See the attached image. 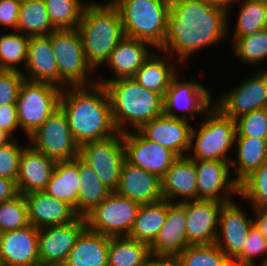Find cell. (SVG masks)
<instances>
[{
  "label": "cell",
  "mask_w": 267,
  "mask_h": 266,
  "mask_svg": "<svg viewBox=\"0 0 267 266\" xmlns=\"http://www.w3.org/2000/svg\"><path fill=\"white\" fill-rule=\"evenodd\" d=\"M186 212L184 202L167 200L166 220L154 242L150 254L178 256L187 246Z\"/></svg>",
  "instance_id": "cell-21"
},
{
  "label": "cell",
  "mask_w": 267,
  "mask_h": 266,
  "mask_svg": "<svg viewBox=\"0 0 267 266\" xmlns=\"http://www.w3.org/2000/svg\"><path fill=\"white\" fill-rule=\"evenodd\" d=\"M148 47L152 49V46L145 41L124 37L111 51L108 60L104 63L112 68L115 77L102 78L101 76L97 78L99 79L96 80L97 83L105 85L111 80L133 78L137 70L153 53Z\"/></svg>",
  "instance_id": "cell-22"
},
{
  "label": "cell",
  "mask_w": 267,
  "mask_h": 266,
  "mask_svg": "<svg viewBox=\"0 0 267 266\" xmlns=\"http://www.w3.org/2000/svg\"><path fill=\"white\" fill-rule=\"evenodd\" d=\"M229 266H248V265H239V264H236V263H231Z\"/></svg>",
  "instance_id": "cell-54"
},
{
  "label": "cell",
  "mask_w": 267,
  "mask_h": 266,
  "mask_svg": "<svg viewBox=\"0 0 267 266\" xmlns=\"http://www.w3.org/2000/svg\"><path fill=\"white\" fill-rule=\"evenodd\" d=\"M59 107L66 114L73 139L79 146L118 133L104 85L67 86L62 89Z\"/></svg>",
  "instance_id": "cell-2"
},
{
  "label": "cell",
  "mask_w": 267,
  "mask_h": 266,
  "mask_svg": "<svg viewBox=\"0 0 267 266\" xmlns=\"http://www.w3.org/2000/svg\"><path fill=\"white\" fill-rule=\"evenodd\" d=\"M115 192L140 205L163 199L161 178L127 160L122 165L119 186Z\"/></svg>",
  "instance_id": "cell-24"
},
{
  "label": "cell",
  "mask_w": 267,
  "mask_h": 266,
  "mask_svg": "<svg viewBox=\"0 0 267 266\" xmlns=\"http://www.w3.org/2000/svg\"><path fill=\"white\" fill-rule=\"evenodd\" d=\"M51 25L55 29H75L81 20L82 0H44Z\"/></svg>",
  "instance_id": "cell-38"
},
{
  "label": "cell",
  "mask_w": 267,
  "mask_h": 266,
  "mask_svg": "<svg viewBox=\"0 0 267 266\" xmlns=\"http://www.w3.org/2000/svg\"><path fill=\"white\" fill-rule=\"evenodd\" d=\"M56 161L26 145L19 159L16 185L22 195L44 191L54 171Z\"/></svg>",
  "instance_id": "cell-23"
},
{
  "label": "cell",
  "mask_w": 267,
  "mask_h": 266,
  "mask_svg": "<svg viewBox=\"0 0 267 266\" xmlns=\"http://www.w3.org/2000/svg\"><path fill=\"white\" fill-rule=\"evenodd\" d=\"M237 158L230 160L235 174L234 180L239 184L246 176L267 161V139L256 137H235ZM234 172V173H233Z\"/></svg>",
  "instance_id": "cell-31"
},
{
  "label": "cell",
  "mask_w": 267,
  "mask_h": 266,
  "mask_svg": "<svg viewBox=\"0 0 267 266\" xmlns=\"http://www.w3.org/2000/svg\"><path fill=\"white\" fill-rule=\"evenodd\" d=\"M50 40L58 64L59 88L89 86L97 83L95 81L97 80V74H95L97 72L92 69L85 59L77 28L55 29L50 33Z\"/></svg>",
  "instance_id": "cell-7"
},
{
  "label": "cell",
  "mask_w": 267,
  "mask_h": 266,
  "mask_svg": "<svg viewBox=\"0 0 267 266\" xmlns=\"http://www.w3.org/2000/svg\"><path fill=\"white\" fill-rule=\"evenodd\" d=\"M79 157L96 172L103 185L112 192L117 190L126 160L123 133L80 145Z\"/></svg>",
  "instance_id": "cell-9"
},
{
  "label": "cell",
  "mask_w": 267,
  "mask_h": 266,
  "mask_svg": "<svg viewBox=\"0 0 267 266\" xmlns=\"http://www.w3.org/2000/svg\"><path fill=\"white\" fill-rule=\"evenodd\" d=\"M21 0H0V26L17 31Z\"/></svg>",
  "instance_id": "cell-47"
},
{
  "label": "cell",
  "mask_w": 267,
  "mask_h": 266,
  "mask_svg": "<svg viewBox=\"0 0 267 266\" xmlns=\"http://www.w3.org/2000/svg\"><path fill=\"white\" fill-rule=\"evenodd\" d=\"M24 76L20 71L0 70V106L16 105Z\"/></svg>",
  "instance_id": "cell-46"
},
{
  "label": "cell",
  "mask_w": 267,
  "mask_h": 266,
  "mask_svg": "<svg viewBox=\"0 0 267 266\" xmlns=\"http://www.w3.org/2000/svg\"><path fill=\"white\" fill-rule=\"evenodd\" d=\"M30 225L24 195L0 203V233L20 229Z\"/></svg>",
  "instance_id": "cell-42"
},
{
  "label": "cell",
  "mask_w": 267,
  "mask_h": 266,
  "mask_svg": "<svg viewBox=\"0 0 267 266\" xmlns=\"http://www.w3.org/2000/svg\"><path fill=\"white\" fill-rule=\"evenodd\" d=\"M178 257L182 266H229L233 262L215 243L189 245Z\"/></svg>",
  "instance_id": "cell-40"
},
{
  "label": "cell",
  "mask_w": 267,
  "mask_h": 266,
  "mask_svg": "<svg viewBox=\"0 0 267 266\" xmlns=\"http://www.w3.org/2000/svg\"><path fill=\"white\" fill-rule=\"evenodd\" d=\"M235 137L267 139V108L254 110L235 119Z\"/></svg>",
  "instance_id": "cell-44"
},
{
  "label": "cell",
  "mask_w": 267,
  "mask_h": 266,
  "mask_svg": "<svg viewBox=\"0 0 267 266\" xmlns=\"http://www.w3.org/2000/svg\"><path fill=\"white\" fill-rule=\"evenodd\" d=\"M49 266H65V265H49Z\"/></svg>",
  "instance_id": "cell-56"
},
{
  "label": "cell",
  "mask_w": 267,
  "mask_h": 266,
  "mask_svg": "<svg viewBox=\"0 0 267 266\" xmlns=\"http://www.w3.org/2000/svg\"><path fill=\"white\" fill-rule=\"evenodd\" d=\"M238 195L252 207L267 206V161L238 184Z\"/></svg>",
  "instance_id": "cell-41"
},
{
  "label": "cell",
  "mask_w": 267,
  "mask_h": 266,
  "mask_svg": "<svg viewBox=\"0 0 267 266\" xmlns=\"http://www.w3.org/2000/svg\"><path fill=\"white\" fill-rule=\"evenodd\" d=\"M0 128L15 138L14 133L20 128L17 119V105L0 106Z\"/></svg>",
  "instance_id": "cell-48"
},
{
  "label": "cell",
  "mask_w": 267,
  "mask_h": 266,
  "mask_svg": "<svg viewBox=\"0 0 267 266\" xmlns=\"http://www.w3.org/2000/svg\"><path fill=\"white\" fill-rule=\"evenodd\" d=\"M104 86L118 132H128L130 126L138 130L144 123L163 115V96L142 87L133 78L111 80Z\"/></svg>",
  "instance_id": "cell-4"
},
{
  "label": "cell",
  "mask_w": 267,
  "mask_h": 266,
  "mask_svg": "<svg viewBox=\"0 0 267 266\" xmlns=\"http://www.w3.org/2000/svg\"><path fill=\"white\" fill-rule=\"evenodd\" d=\"M24 78L58 86V64L48 35L30 36ZM25 72V73H24Z\"/></svg>",
  "instance_id": "cell-26"
},
{
  "label": "cell",
  "mask_w": 267,
  "mask_h": 266,
  "mask_svg": "<svg viewBox=\"0 0 267 266\" xmlns=\"http://www.w3.org/2000/svg\"><path fill=\"white\" fill-rule=\"evenodd\" d=\"M123 133L126 160L160 178L178 156L167 147L146 139L138 130Z\"/></svg>",
  "instance_id": "cell-15"
},
{
  "label": "cell",
  "mask_w": 267,
  "mask_h": 266,
  "mask_svg": "<svg viewBox=\"0 0 267 266\" xmlns=\"http://www.w3.org/2000/svg\"><path fill=\"white\" fill-rule=\"evenodd\" d=\"M87 63L96 72L125 37L118 8L111 2L91 1L83 9L77 28Z\"/></svg>",
  "instance_id": "cell-3"
},
{
  "label": "cell",
  "mask_w": 267,
  "mask_h": 266,
  "mask_svg": "<svg viewBox=\"0 0 267 266\" xmlns=\"http://www.w3.org/2000/svg\"><path fill=\"white\" fill-rule=\"evenodd\" d=\"M51 25L44 0H21L17 31L28 36L48 35Z\"/></svg>",
  "instance_id": "cell-35"
},
{
  "label": "cell",
  "mask_w": 267,
  "mask_h": 266,
  "mask_svg": "<svg viewBox=\"0 0 267 266\" xmlns=\"http://www.w3.org/2000/svg\"><path fill=\"white\" fill-rule=\"evenodd\" d=\"M118 8L125 37L139 39L161 51L170 0H111Z\"/></svg>",
  "instance_id": "cell-5"
},
{
  "label": "cell",
  "mask_w": 267,
  "mask_h": 266,
  "mask_svg": "<svg viewBox=\"0 0 267 266\" xmlns=\"http://www.w3.org/2000/svg\"><path fill=\"white\" fill-rule=\"evenodd\" d=\"M205 115L199 130L192 128L188 151L192 153L187 156L193 160L230 161L232 157L229 159L227 153L235 146V120L223 114L215 105Z\"/></svg>",
  "instance_id": "cell-6"
},
{
  "label": "cell",
  "mask_w": 267,
  "mask_h": 266,
  "mask_svg": "<svg viewBox=\"0 0 267 266\" xmlns=\"http://www.w3.org/2000/svg\"><path fill=\"white\" fill-rule=\"evenodd\" d=\"M140 204L116 192L85 216L86 227L109 237L128 236Z\"/></svg>",
  "instance_id": "cell-10"
},
{
  "label": "cell",
  "mask_w": 267,
  "mask_h": 266,
  "mask_svg": "<svg viewBox=\"0 0 267 266\" xmlns=\"http://www.w3.org/2000/svg\"><path fill=\"white\" fill-rule=\"evenodd\" d=\"M80 188L78 156L73 160L58 161L44 192L68 203L77 214V202Z\"/></svg>",
  "instance_id": "cell-30"
},
{
  "label": "cell",
  "mask_w": 267,
  "mask_h": 266,
  "mask_svg": "<svg viewBox=\"0 0 267 266\" xmlns=\"http://www.w3.org/2000/svg\"><path fill=\"white\" fill-rule=\"evenodd\" d=\"M156 52H153L137 70L133 79L142 87L164 97L172 78L178 73L176 65H179V62L174 57L171 59V56L164 52L160 51L163 54L161 56L158 54V50Z\"/></svg>",
  "instance_id": "cell-29"
},
{
  "label": "cell",
  "mask_w": 267,
  "mask_h": 266,
  "mask_svg": "<svg viewBox=\"0 0 267 266\" xmlns=\"http://www.w3.org/2000/svg\"><path fill=\"white\" fill-rule=\"evenodd\" d=\"M86 228L85 217L73 222L39 229L38 251L40 266L64 265L80 233Z\"/></svg>",
  "instance_id": "cell-14"
},
{
  "label": "cell",
  "mask_w": 267,
  "mask_h": 266,
  "mask_svg": "<svg viewBox=\"0 0 267 266\" xmlns=\"http://www.w3.org/2000/svg\"><path fill=\"white\" fill-rule=\"evenodd\" d=\"M240 6L232 37L254 34L267 27V0H243Z\"/></svg>",
  "instance_id": "cell-37"
},
{
  "label": "cell",
  "mask_w": 267,
  "mask_h": 266,
  "mask_svg": "<svg viewBox=\"0 0 267 266\" xmlns=\"http://www.w3.org/2000/svg\"><path fill=\"white\" fill-rule=\"evenodd\" d=\"M208 5H211L213 7L220 8L228 13V18L231 15V6L234 5V3H238L240 0H204ZM232 4V5H231Z\"/></svg>",
  "instance_id": "cell-52"
},
{
  "label": "cell",
  "mask_w": 267,
  "mask_h": 266,
  "mask_svg": "<svg viewBox=\"0 0 267 266\" xmlns=\"http://www.w3.org/2000/svg\"><path fill=\"white\" fill-rule=\"evenodd\" d=\"M19 194L16 182L0 177V203L10 200Z\"/></svg>",
  "instance_id": "cell-50"
},
{
  "label": "cell",
  "mask_w": 267,
  "mask_h": 266,
  "mask_svg": "<svg viewBox=\"0 0 267 266\" xmlns=\"http://www.w3.org/2000/svg\"><path fill=\"white\" fill-rule=\"evenodd\" d=\"M145 266H182L178 256L150 254Z\"/></svg>",
  "instance_id": "cell-49"
},
{
  "label": "cell",
  "mask_w": 267,
  "mask_h": 266,
  "mask_svg": "<svg viewBox=\"0 0 267 266\" xmlns=\"http://www.w3.org/2000/svg\"><path fill=\"white\" fill-rule=\"evenodd\" d=\"M150 247L127 236L109 237L108 266H145Z\"/></svg>",
  "instance_id": "cell-34"
},
{
  "label": "cell",
  "mask_w": 267,
  "mask_h": 266,
  "mask_svg": "<svg viewBox=\"0 0 267 266\" xmlns=\"http://www.w3.org/2000/svg\"><path fill=\"white\" fill-rule=\"evenodd\" d=\"M190 121L161 115L144 123L138 131L148 140L161 144L178 157L187 156L190 148Z\"/></svg>",
  "instance_id": "cell-19"
},
{
  "label": "cell",
  "mask_w": 267,
  "mask_h": 266,
  "mask_svg": "<svg viewBox=\"0 0 267 266\" xmlns=\"http://www.w3.org/2000/svg\"><path fill=\"white\" fill-rule=\"evenodd\" d=\"M24 198L29 222L37 229L68 224L78 217L68 203L60 201L44 191L27 193Z\"/></svg>",
  "instance_id": "cell-25"
},
{
  "label": "cell",
  "mask_w": 267,
  "mask_h": 266,
  "mask_svg": "<svg viewBox=\"0 0 267 266\" xmlns=\"http://www.w3.org/2000/svg\"><path fill=\"white\" fill-rule=\"evenodd\" d=\"M224 203L205 199L185 201L186 234L190 245L215 243L220 210Z\"/></svg>",
  "instance_id": "cell-18"
},
{
  "label": "cell",
  "mask_w": 267,
  "mask_h": 266,
  "mask_svg": "<svg viewBox=\"0 0 267 266\" xmlns=\"http://www.w3.org/2000/svg\"><path fill=\"white\" fill-rule=\"evenodd\" d=\"M253 208L255 220L253 224L259 232L267 239V206L266 207H251Z\"/></svg>",
  "instance_id": "cell-51"
},
{
  "label": "cell",
  "mask_w": 267,
  "mask_h": 266,
  "mask_svg": "<svg viewBox=\"0 0 267 266\" xmlns=\"http://www.w3.org/2000/svg\"><path fill=\"white\" fill-rule=\"evenodd\" d=\"M161 182L163 199L170 202L197 200L195 160L188 156L178 157L163 175Z\"/></svg>",
  "instance_id": "cell-27"
},
{
  "label": "cell",
  "mask_w": 267,
  "mask_h": 266,
  "mask_svg": "<svg viewBox=\"0 0 267 266\" xmlns=\"http://www.w3.org/2000/svg\"><path fill=\"white\" fill-rule=\"evenodd\" d=\"M176 74L166 90L163 105V114L168 117L180 118L191 121L195 115L206 114L213 106L212 93L195 78L194 81H180ZM176 110L183 113L176 114Z\"/></svg>",
  "instance_id": "cell-12"
},
{
  "label": "cell",
  "mask_w": 267,
  "mask_h": 266,
  "mask_svg": "<svg viewBox=\"0 0 267 266\" xmlns=\"http://www.w3.org/2000/svg\"><path fill=\"white\" fill-rule=\"evenodd\" d=\"M230 38L234 54L241 62L256 67L267 59V27L254 34Z\"/></svg>",
  "instance_id": "cell-39"
},
{
  "label": "cell",
  "mask_w": 267,
  "mask_h": 266,
  "mask_svg": "<svg viewBox=\"0 0 267 266\" xmlns=\"http://www.w3.org/2000/svg\"><path fill=\"white\" fill-rule=\"evenodd\" d=\"M197 176V200L229 202L238 195V183L231 178L230 161L195 160ZM232 198V199H231Z\"/></svg>",
  "instance_id": "cell-16"
},
{
  "label": "cell",
  "mask_w": 267,
  "mask_h": 266,
  "mask_svg": "<svg viewBox=\"0 0 267 266\" xmlns=\"http://www.w3.org/2000/svg\"><path fill=\"white\" fill-rule=\"evenodd\" d=\"M0 266H3V262L1 260V256H0Z\"/></svg>",
  "instance_id": "cell-55"
},
{
  "label": "cell",
  "mask_w": 267,
  "mask_h": 266,
  "mask_svg": "<svg viewBox=\"0 0 267 266\" xmlns=\"http://www.w3.org/2000/svg\"><path fill=\"white\" fill-rule=\"evenodd\" d=\"M167 200L141 204L127 237L148 244L157 238L166 220Z\"/></svg>",
  "instance_id": "cell-32"
},
{
  "label": "cell",
  "mask_w": 267,
  "mask_h": 266,
  "mask_svg": "<svg viewBox=\"0 0 267 266\" xmlns=\"http://www.w3.org/2000/svg\"><path fill=\"white\" fill-rule=\"evenodd\" d=\"M109 236L89 230L78 236L65 266H108Z\"/></svg>",
  "instance_id": "cell-28"
},
{
  "label": "cell",
  "mask_w": 267,
  "mask_h": 266,
  "mask_svg": "<svg viewBox=\"0 0 267 266\" xmlns=\"http://www.w3.org/2000/svg\"><path fill=\"white\" fill-rule=\"evenodd\" d=\"M27 138L34 149L56 162L79 156V145L73 139L66 114L60 107Z\"/></svg>",
  "instance_id": "cell-11"
},
{
  "label": "cell",
  "mask_w": 267,
  "mask_h": 266,
  "mask_svg": "<svg viewBox=\"0 0 267 266\" xmlns=\"http://www.w3.org/2000/svg\"><path fill=\"white\" fill-rule=\"evenodd\" d=\"M228 13L204 0H170L161 51L185 65L195 51L220 44L228 36ZM185 61V62H184Z\"/></svg>",
  "instance_id": "cell-1"
},
{
  "label": "cell",
  "mask_w": 267,
  "mask_h": 266,
  "mask_svg": "<svg viewBox=\"0 0 267 266\" xmlns=\"http://www.w3.org/2000/svg\"><path fill=\"white\" fill-rule=\"evenodd\" d=\"M80 188L77 202V215L85 217L111 194L98 178L96 172L78 156Z\"/></svg>",
  "instance_id": "cell-33"
},
{
  "label": "cell",
  "mask_w": 267,
  "mask_h": 266,
  "mask_svg": "<svg viewBox=\"0 0 267 266\" xmlns=\"http://www.w3.org/2000/svg\"><path fill=\"white\" fill-rule=\"evenodd\" d=\"M14 138L6 131L0 128V146L10 143Z\"/></svg>",
  "instance_id": "cell-53"
},
{
  "label": "cell",
  "mask_w": 267,
  "mask_h": 266,
  "mask_svg": "<svg viewBox=\"0 0 267 266\" xmlns=\"http://www.w3.org/2000/svg\"><path fill=\"white\" fill-rule=\"evenodd\" d=\"M260 255H263L264 258L260 261L259 266H263L267 261V239L253 224L249 229L242 251L232 261L239 265L258 266L255 259Z\"/></svg>",
  "instance_id": "cell-43"
},
{
  "label": "cell",
  "mask_w": 267,
  "mask_h": 266,
  "mask_svg": "<svg viewBox=\"0 0 267 266\" xmlns=\"http://www.w3.org/2000/svg\"><path fill=\"white\" fill-rule=\"evenodd\" d=\"M250 75L213 101L223 114L233 120L254 110L267 108V68Z\"/></svg>",
  "instance_id": "cell-13"
},
{
  "label": "cell",
  "mask_w": 267,
  "mask_h": 266,
  "mask_svg": "<svg viewBox=\"0 0 267 266\" xmlns=\"http://www.w3.org/2000/svg\"><path fill=\"white\" fill-rule=\"evenodd\" d=\"M39 229L31 224L0 233V256L3 266H40Z\"/></svg>",
  "instance_id": "cell-20"
},
{
  "label": "cell",
  "mask_w": 267,
  "mask_h": 266,
  "mask_svg": "<svg viewBox=\"0 0 267 266\" xmlns=\"http://www.w3.org/2000/svg\"><path fill=\"white\" fill-rule=\"evenodd\" d=\"M246 211L235 200L224 203L220 210L215 244L231 260L242 251L253 225Z\"/></svg>",
  "instance_id": "cell-17"
},
{
  "label": "cell",
  "mask_w": 267,
  "mask_h": 266,
  "mask_svg": "<svg viewBox=\"0 0 267 266\" xmlns=\"http://www.w3.org/2000/svg\"><path fill=\"white\" fill-rule=\"evenodd\" d=\"M62 89L58 86L24 79L17 105V119L28 137L59 107Z\"/></svg>",
  "instance_id": "cell-8"
},
{
  "label": "cell",
  "mask_w": 267,
  "mask_h": 266,
  "mask_svg": "<svg viewBox=\"0 0 267 266\" xmlns=\"http://www.w3.org/2000/svg\"><path fill=\"white\" fill-rule=\"evenodd\" d=\"M30 36L18 31L0 35V70L22 71L28 56Z\"/></svg>",
  "instance_id": "cell-36"
},
{
  "label": "cell",
  "mask_w": 267,
  "mask_h": 266,
  "mask_svg": "<svg viewBox=\"0 0 267 266\" xmlns=\"http://www.w3.org/2000/svg\"><path fill=\"white\" fill-rule=\"evenodd\" d=\"M14 138L10 143L0 146V177L17 180L19 159L25 145ZM16 140V141H15Z\"/></svg>",
  "instance_id": "cell-45"
}]
</instances>
